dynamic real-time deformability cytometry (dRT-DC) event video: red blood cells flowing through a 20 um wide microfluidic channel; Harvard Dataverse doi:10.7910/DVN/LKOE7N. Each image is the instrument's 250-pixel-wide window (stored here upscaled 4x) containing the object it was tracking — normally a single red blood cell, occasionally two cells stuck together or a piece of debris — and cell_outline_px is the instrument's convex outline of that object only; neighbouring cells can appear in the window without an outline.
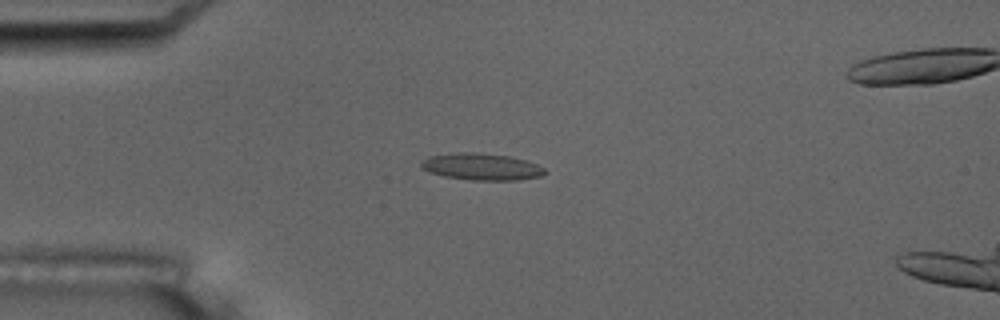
{"species": "common noctule bat (a hibernating species)", "species_latin": "Nyctalus noctula", "temperature_condition": "room temperature", "stored_images_in_passage": 56, "camera_frame_rate_fps": 3000, "um_per_image_px": 0.085, "animal": {"sex": "male", "body_mass_g": 17.5, "forearm_length_mm": 52.3}, "frame": {"image": 1, "passage_image": 15, "time_ms": 4.667, "image_size_px": [1000, 320], "cell_outline_px": [[548, 172], [540, 176], [516, 180], [472, 180], [444, 176], [420, 168], [420, 160], [428, 156], [456, 152], [476, 152], [508, 156], [524, 160], [536, 164], [544, 168]], "centroid_in_image_um": [40.89, 14.16], "position_along_channel_um": 44.1, "area_um2": 19.31}}
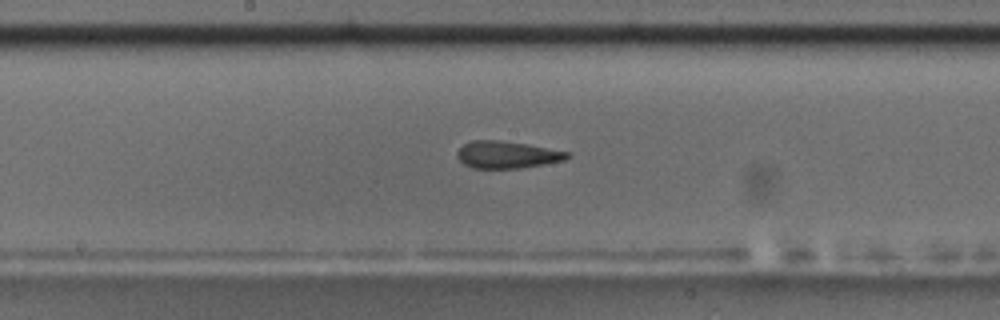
{"frame": {"image": 2, "passage_image": 30, "time_ms": 9.667, "image_size_px": [1000, 320], "cell_outline_px": [[568, 156], [564, 160], [544, 164], [520, 168], [472, 168], [464, 164], [456, 156], [456, 152], [464, 144], [472, 140], [500, 140], [528, 144], [568, 152]], "centroid_in_image_um": [43.05, 13.14], "position_along_channel_um": 205.2, "area_um2": 17.28}}
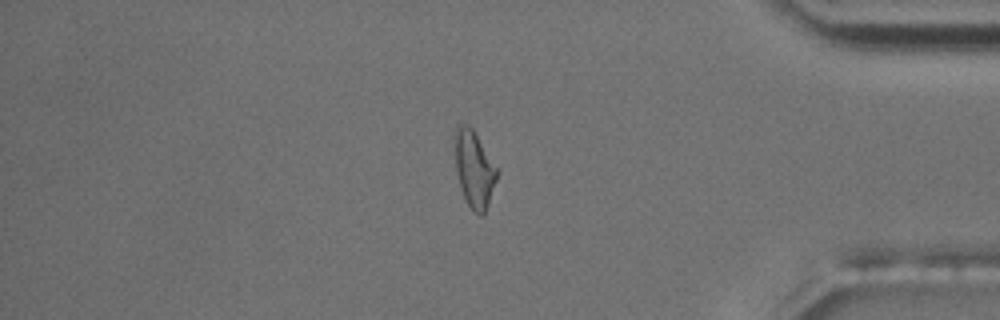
{"frame": {"image": 3, "passage_image": 48, "time_ms": 15.667, "image_size_px": [1000, 320], "cell_outline_px": [[500, 168], [488, 204], [484, 212], [480, 216], [468, 204], [460, 188], [456, 172], [456, 124], [460, 120], [468, 124], [472, 128]], "centroid_in_image_um": [40.33, 14.3], "position_along_channel_um": 394.9, "area_um2": 18.9}}